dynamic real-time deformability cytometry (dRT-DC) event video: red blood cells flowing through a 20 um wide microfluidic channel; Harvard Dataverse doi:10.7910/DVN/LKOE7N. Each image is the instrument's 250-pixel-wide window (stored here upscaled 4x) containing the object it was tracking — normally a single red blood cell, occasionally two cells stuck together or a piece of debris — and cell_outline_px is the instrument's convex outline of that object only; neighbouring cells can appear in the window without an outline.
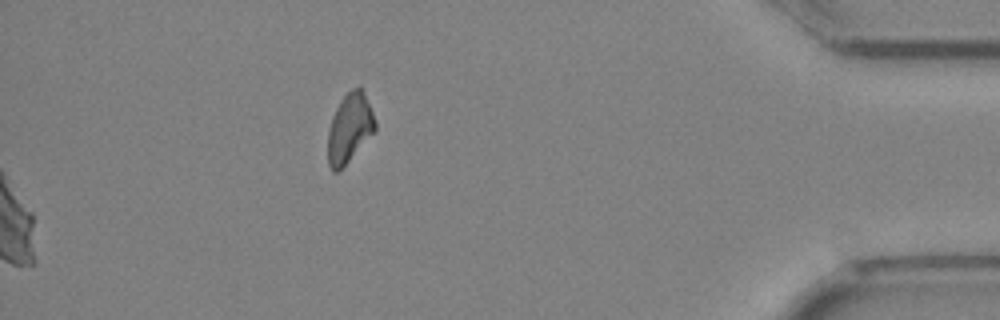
{"species": "Egyptian fruit bat (a non-hibernating species)", "species_latin": "Rousettus aegyptiacus", "temperature_condition": "cold", "stored_images_in_passage": 48, "segment_of_instrument_passage": [2, 2], "camera_frame_rate_fps": 3000, "um_per_image_px": 0.085, "animal": {"sex": "female"}, "frame": {"image": 1, "passage_image": 48, "time_ms": 15.667, "image_size_px": [1000, 320], "cell_outline_px": [[376, 132], [336, 172], [332, 172], [328, 164], [328, 128], [332, 116], [340, 100], [352, 88], [360, 84], [364, 92], [376, 120]], "centroid_in_image_um": [29.72, 10.85], "position_along_channel_um": 405.5, "area_um2": 19.13}}